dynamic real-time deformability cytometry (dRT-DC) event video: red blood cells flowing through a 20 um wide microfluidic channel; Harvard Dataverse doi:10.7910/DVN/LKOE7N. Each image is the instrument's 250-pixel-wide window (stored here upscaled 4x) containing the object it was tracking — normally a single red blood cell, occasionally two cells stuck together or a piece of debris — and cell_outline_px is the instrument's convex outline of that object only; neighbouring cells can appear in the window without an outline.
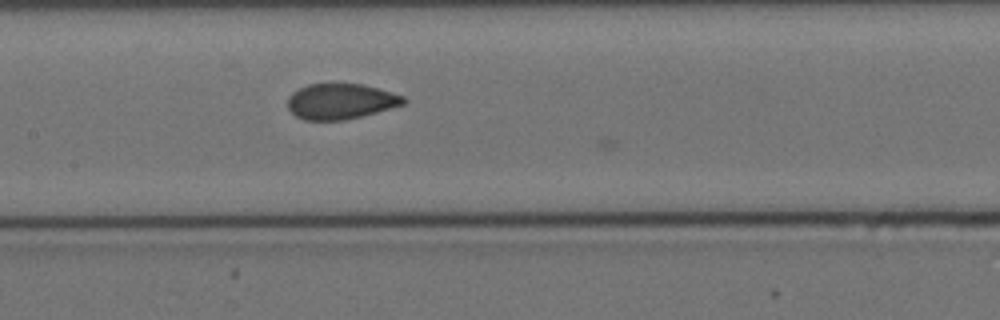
{"species": "Egyptian fruit bat (a non-hibernating species)", "species_latin": "Rousettus aegyptiacus", "temperature_condition": "cold", "stored_images_in_passage": 19, "camera_frame_rate_fps": 3000, "um_per_image_px": 0.085, "animal": {"sex": "female"}, "frame": {"image": 1, "passage_image": 18, "time_ms": 5.667, "image_size_px": [1000, 320], "cell_outline_px": [[408, 100], [404, 104], [376, 112], [344, 120], [304, 120], [296, 116], [288, 108], [288, 96], [292, 92], [308, 84], [364, 84], [404, 96]], "centroid_in_image_um": [28.95, 8.61], "position_along_channel_um": 178.5, "area_um2": 23.87}}